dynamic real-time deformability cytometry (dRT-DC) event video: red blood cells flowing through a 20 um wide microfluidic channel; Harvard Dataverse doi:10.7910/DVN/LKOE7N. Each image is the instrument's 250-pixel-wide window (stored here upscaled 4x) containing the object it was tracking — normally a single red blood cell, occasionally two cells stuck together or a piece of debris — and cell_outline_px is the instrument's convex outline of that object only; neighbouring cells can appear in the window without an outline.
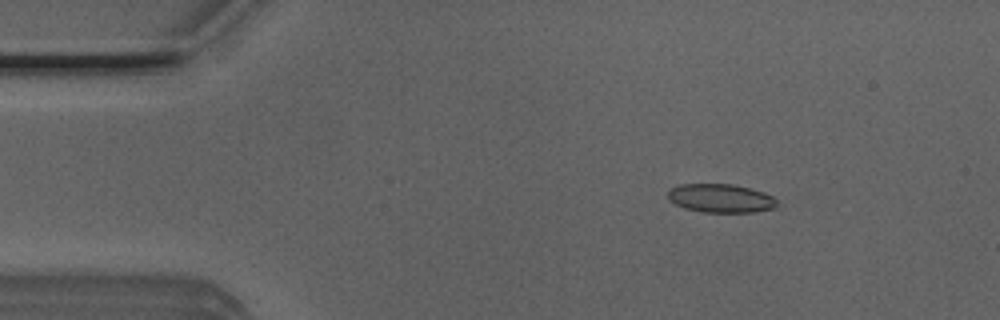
{"species": "Egyptian fruit bat (a non-hibernating species)", "species_latin": "Rousettus aegyptiacus", "temperature_condition": "room temperature", "stored_images_in_passage": 5, "camera_frame_rate_fps": 3000, "um_per_image_px": 0.085, "animal": {"sex": "male"}, "frame": {"image": 1, "passage_image": 3, "time_ms": 0.667, "image_size_px": [1000, 320], "cell_outline_px": [[780, 204], [776, 208], [752, 212], [700, 212], [684, 208], [668, 200], [668, 192], [672, 188], [680, 184], [732, 184], [764, 192], [772, 196]], "centroid_in_image_um": [61.27, 16.86], "position_along_channel_um": 23.7, "area_um2": 18.26}}
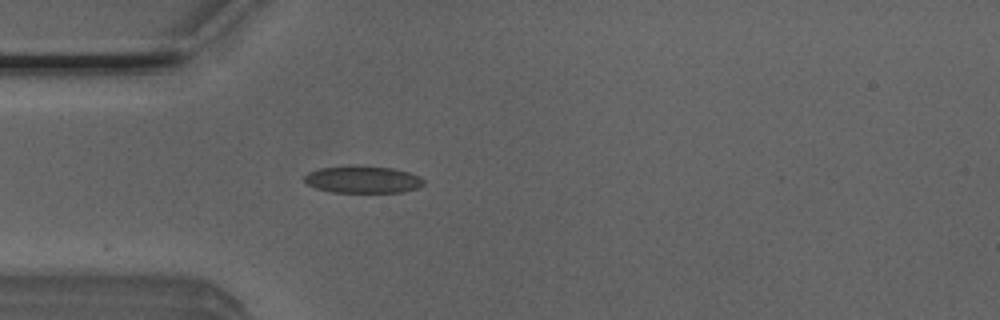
{"frame": {"image": 2, "passage_image": 5, "time_ms": 1.333, "image_size_px": [1000, 320], "cell_outline_px": [[424, 184], [420, 188], [404, 192], [332, 192], [316, 188], [308, 184], [304, 180], [304, 176], [308, 172], [320, 168], [348, 164], [356, 164], [392, 168], [408, 172], [420, 176], [424, 180]], "centroid_in_image_um": [30.85, 15.24], "position_along_channel_um": 54.2, "area_um2": 19.31}}